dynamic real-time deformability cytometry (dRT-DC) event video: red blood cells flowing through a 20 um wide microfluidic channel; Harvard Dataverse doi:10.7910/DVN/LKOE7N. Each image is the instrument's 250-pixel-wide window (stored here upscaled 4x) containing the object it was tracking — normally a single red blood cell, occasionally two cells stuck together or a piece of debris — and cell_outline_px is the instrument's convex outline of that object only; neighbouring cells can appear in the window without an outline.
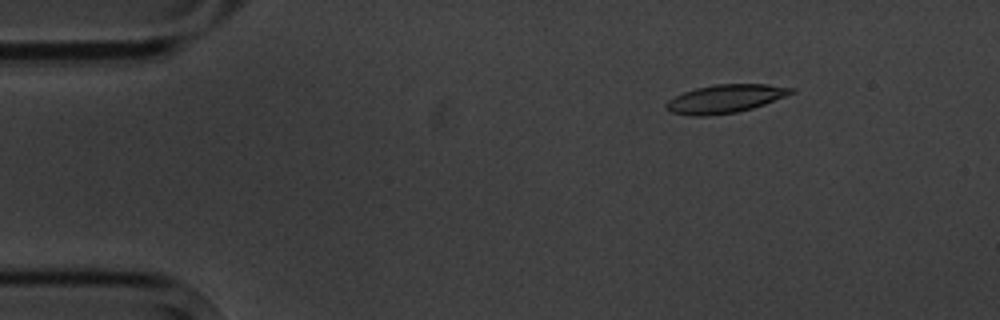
{"species": "common noctule bat (a hibernating species)", "species_latin": "Nyctalus noctula", "temperature_condition": "cold", "stored_images_in_passage": 15, "camera_frame_rate_fps": 3000, "um_per_image_px": 0.085, "animal": {"sex": "male", "body_mass_g": 20.1, "forearm_length_mm": 53.5}, "frame": {"image": 1, "passage_image": 3, "time_ms": 2.333, "image_size_px": [1000, 320], "cell_outline_px": [[796, 92], [764, 104], [752, 108], [736, 112], [704, 116], [692, 116], [672, 112], [664, 108], [664, 104], [668, 100], [684, 92], [696, 88], [716, 84], [768, 84], [796, 88]], "centroid_in_image_um": [61.65, 8.39], "position_along_channel_um": 23.3, "area_um2": 20.58}}
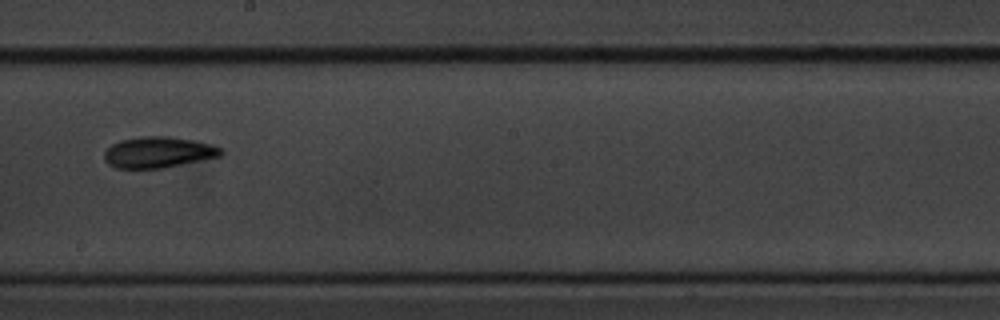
{"frame": {"image": 2, "passage_image": 9, "time_ms": 10.333, "image_size_px": [1000, 320], "cell_outline_px": [[224, 152], [220, 156], [164, 168], [116, 168], [108, 164], [104, 160], [104, 152], [112, 144], [120, 140], [140, 136], [168, 136], [196, 140], [212, 144], [220, 148]], "centroid_in_image_um": [13.45, 12.93], "position_along_channel_um": 234.8, "area_um2": 21.21}}
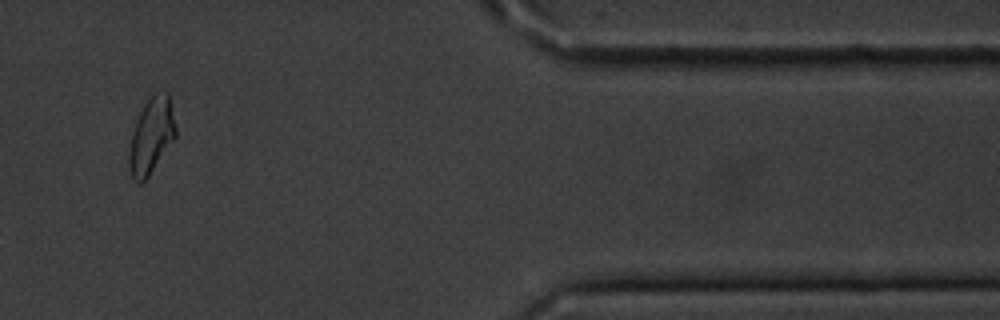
{"frame": {"image": 3, "passage_image": 14, "time_ms": 16.0, "image_size_px": [1000, 320], "cell_outline_px": [[176, 140], [148, 176], [140, 184], [132, 180], [128, 168], [128, 156], [132, 132], [136, 120], [144, 104], [156, 92], [168, 92], [176, 128]], "centroid_in_image_um": [12.86, 11.59], "position_along_channel_um": 398.5, "area_um2": 20.81}, "authors_computed_cell_mechanics": {"area_um2": 20.5768, "velocity_mm_per_s": 3.5138, "shape_relaxation_time_tau1_ms": 2.7145, "shape_relaxation_time_tau2_ms": 3.7172, "deformation_change_tau1": 0.0859, "deformation_change_tau2": 0.0799}}